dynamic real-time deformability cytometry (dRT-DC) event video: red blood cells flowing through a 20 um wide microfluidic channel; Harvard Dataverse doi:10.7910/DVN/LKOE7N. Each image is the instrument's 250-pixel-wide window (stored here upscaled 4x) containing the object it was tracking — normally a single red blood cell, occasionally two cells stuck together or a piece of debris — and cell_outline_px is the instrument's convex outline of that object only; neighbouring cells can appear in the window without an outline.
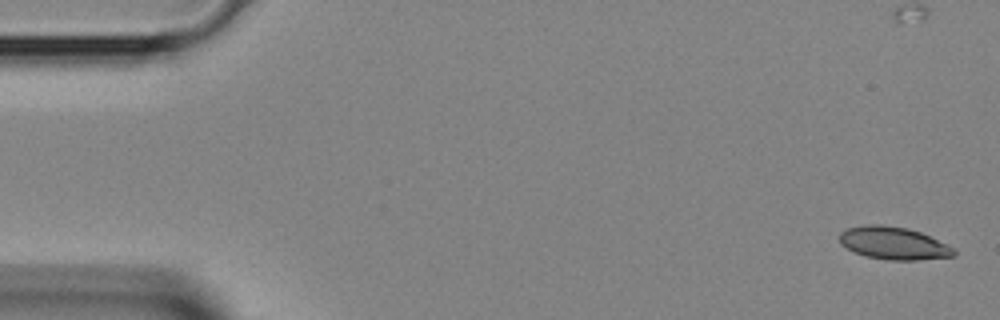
{"species": "Egyptian fruit bat (a non-hibernating species)", "species_latin": "Rousettus aegyptiacus", "temperature_condition": "room temperature", "stored_images_in_passage": 40, "camera_frame_rate_fps": 3000, "um_per_image_px": 0.085, "animal": {"sex": "female"}, "frame": {"image": 1, "passage_image": 1, "time_ms": 0.0, "image_size_px": [1000, 320], "cell_outline_px": [[956, 256], [916, 260], [888, 260], [864, 256], [840, 244], [840, 232], [848, 228], [868, 224], [880, 224], [908, 228], [920, 232], [956, 248]], "centroid_in_image_um": [75.98, 20.67], "position_along_channel_um": 9.0, "area_um2": 21.79}}
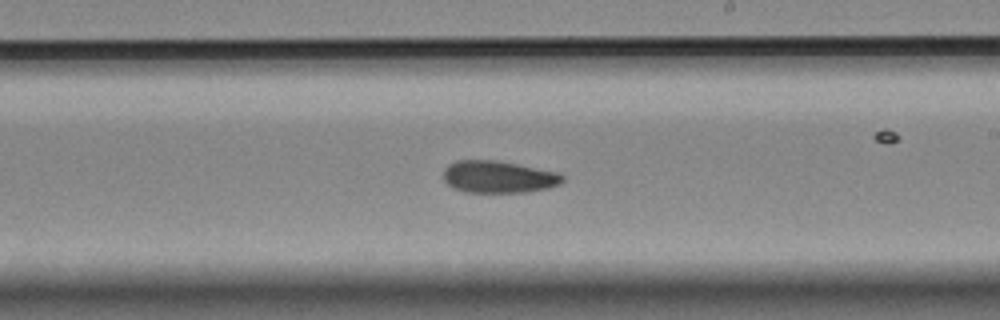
{"frame": {"image": 2, "passage_image": 23, "time_ms": 7.333, "image_size_px": [1000, 320], "cell_outline_px": [[564, 180], [560, 184], [548, 188], [524, 192], [464, 192], [448, 184], [444, 180], [444, 168], [448, 164], [456, 160], [496, 160], [560, 172], [564, 176]], "centroid_in_image_um": [42.39, 15.02], "position_along_channel_um": 246.6, "area_um2": 22.37}}
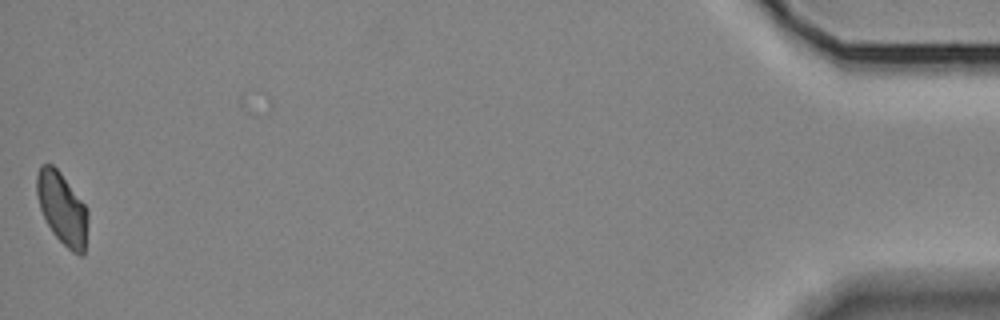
{"frame": {"image": 3, "passage_image": 40, "time_ms": 13.0, "image_size_px": [1000, 320], "cell_outline_px": [[88, 220], [84, 256], [80, 256], [72, 252], [52, 232], [40, 208], [36, 192], [36, 176], [40, 164], [52, 164], [60, 172], [88, 208]], "centroid_in_image_um": [5.3, 17.72], "position_along_channel_um": 429.9, "area_um2": 21.5}}